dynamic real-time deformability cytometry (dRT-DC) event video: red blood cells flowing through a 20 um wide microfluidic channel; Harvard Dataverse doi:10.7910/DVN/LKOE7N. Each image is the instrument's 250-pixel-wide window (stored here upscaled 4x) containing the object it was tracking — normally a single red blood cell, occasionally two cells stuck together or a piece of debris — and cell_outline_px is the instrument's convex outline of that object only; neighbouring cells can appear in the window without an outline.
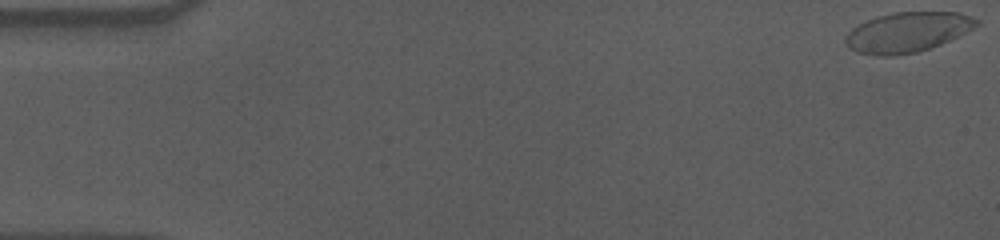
{"species": "human", "species_latin": "Homo sapiens", "temperature_condition": "cold", "stored_images_in_passage": 58, "camera_frame_rate_fps": 3000, "um_per_image_px": 0.085, "donor": {"sex": "male"}, "frame": {"image": 1, "passage_image": 1, "time_ms": 0.0, "image_size_px": [1000, 240], "cell_outline_px": [[980, 24], [940, 44], [916, 52], [892, 56], [876, 56], [860, 52], [852, 48], [844, 40], [848, 32], [852, 28], [876, 16], [896, 12], [960, 12], [972, 16], [980, 20]], "centroid_in_image_um": [77.15, 2.72], "position_along_channel_um": 7.8, "area_um2": 30.11}}
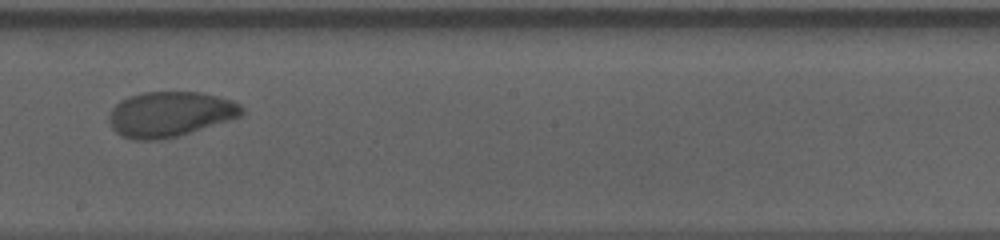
{"frame": {"image": 2, "passage_image": 33, "time_ms": 10.667, "image_size_px": [1000, 240], "cell_outline_px": [[244, 116], [176, 136], [160, 140], [132, 140], [120, 136], [112, 128], [108, 120], [108, 116], [112, 108], [120, 100], [128, 96], [144, 92], [200, 92], [232, 100], [240, 104], [244, 108]], "centroid_in_image_um": [14.44, 9.71], "position_along_channel_um": 233.8, "area_um2": 35.2}}
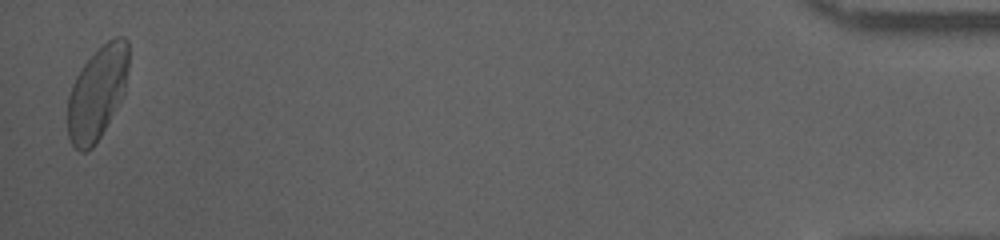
{"frame": {"image": 3, "passage_image": 57, "time_ms": 18.667, "image_size_px": [1000, 240], "cell_outline_px": [[128, 68], [124, 96], [100, 136], [92, 148], [84, 152], [80, 152], [72, 144], [68, 136], [68, 96], [72, 84], [80, 68], [108, 40], [116, 36], [124, 36], [128, 40]], "centroid_in_image_um": [8.28, 7.9], "position_along_channel_um": 426.9, "area_um2": 33.06}, "authors_computed_cell_mechanics": {"area_um2": 33.9864, "velocity_mm_per_s": 3.5531, "shape_relaxation_time_tau1_ms": 4.2772, "shape_relaxation_time_tau2_ms": 1.2615, "deformation_change_tau1": 0.1589, "deformation_change_tau2": 0.054}}